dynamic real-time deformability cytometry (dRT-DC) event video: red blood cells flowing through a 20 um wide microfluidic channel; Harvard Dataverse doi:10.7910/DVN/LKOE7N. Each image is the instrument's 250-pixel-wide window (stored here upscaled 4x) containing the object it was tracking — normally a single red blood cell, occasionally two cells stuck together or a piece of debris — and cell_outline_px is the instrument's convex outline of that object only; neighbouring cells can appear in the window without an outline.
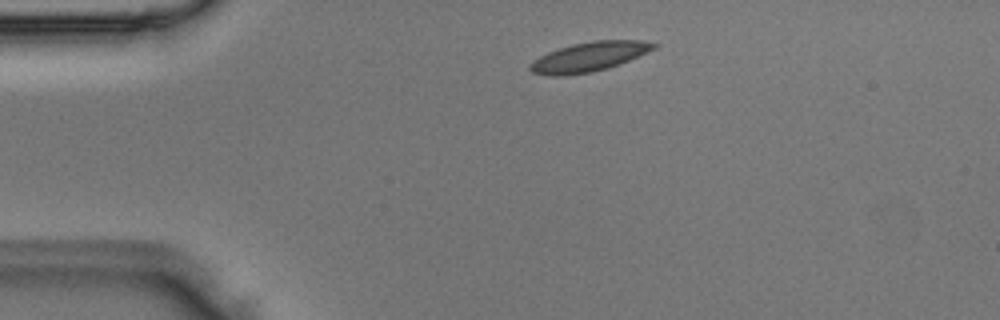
{"species": "Egyptian fruit bat (a non-hibernating species)", "species_latin": "Rousettus aegyptiacus", "temperature_condition": "room temperature", "stored_images_in_passage": 2, "camera_frame_rate_fps": 3000, "um_per_image_px": 0.085, "animal": {"sex": "male"}, "frame": {"image": 1, "passage_image": 1, "time_ms": 0.0, "image_size_px": [1000, 320], "cell_outline_px": [[656, 48], [620, 64], [608, 68], [592, 72], [560, 76], [552, 76], [532, 72], [528, 68], [528, 64], [532, 60], [548, 52], [572, 44], [592, 40], [644, 40], [656, 44]], "centroid_in_image_um": [50.05, 4.83], "position_along_channel_um": 35.0, "area_um2": 21.27}}